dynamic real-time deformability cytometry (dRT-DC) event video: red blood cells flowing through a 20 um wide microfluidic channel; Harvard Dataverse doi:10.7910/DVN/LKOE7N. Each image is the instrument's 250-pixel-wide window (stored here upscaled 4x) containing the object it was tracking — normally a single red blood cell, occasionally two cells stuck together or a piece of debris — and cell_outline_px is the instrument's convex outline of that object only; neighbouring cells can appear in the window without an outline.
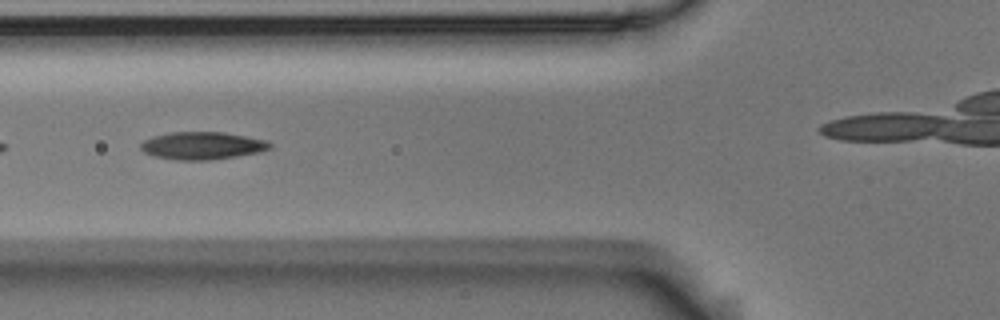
{"species": "Egyptian fruit bat (a non-hibernating species)", "species_latin": "Rousettus aegyptiacus", "temperature_condition": "room temperature", "stored_images_in_passage": 30, "camera_frame_rate_fps": 3000, "um_per_image_px": 0.085, "animal": {"sex": "male"}, "frame": {"image": 1, "passage_image": 5, "time_ms": 1.333, "image_size_px": [1000, 320], "cell_outline_px": [[272, 148], [260, 152], [236, 156], [208, 160], [172, 160], [152, 156], [144, 152], [140, 148], [140, 144], [144, 140], [152, 136], [172, 132], [224, 132], [268, 140], [272, 144]], "centroid_in_image_um": [17.19, 12.38], "position_along_channel_um": 108.6, "area_um2": 20.98}}
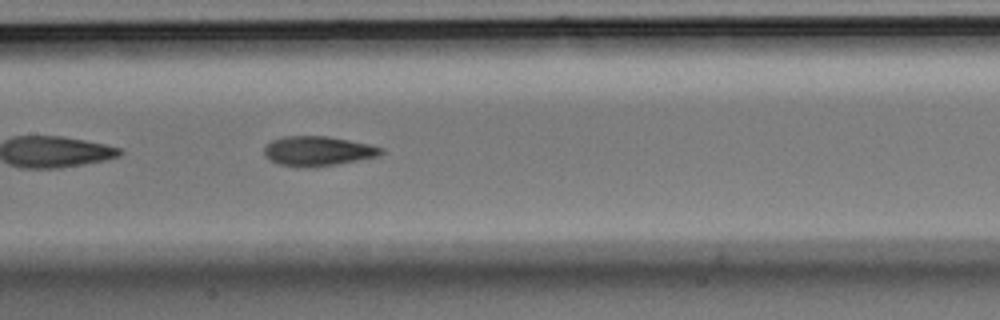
{"frame": {"image": 2, "passage_image": 11, "time_ms": 3.333, "image_size_px": [1000, 320], "cell_outline_px": [[384, 152], [376, 156], [316, 168], [296, 168], [280, 164], [264, 156], [264, 148], [272, 140], [284, 136], [328, 136], [368, 144], [384, 148]], "centroid_in_image_um": [26.98, 12.85], "position_along_channel_um": 180.4, "area_um2": 20.23}}
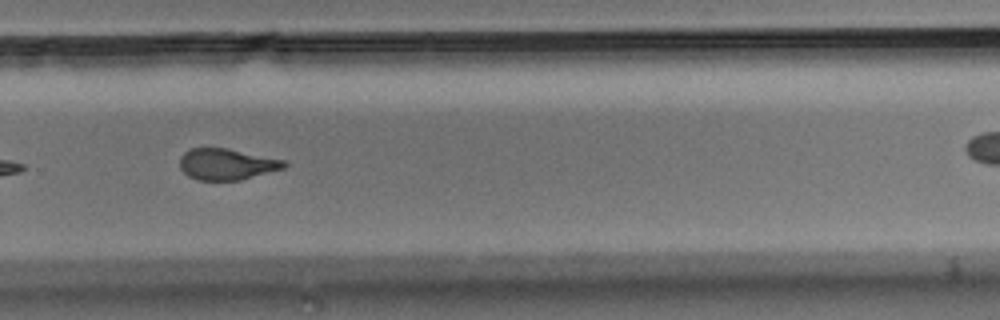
{"frame": {"image": 3, "passage_image": 22, "time_ms": 7.0, "image_size_px": [1000, 320], "cell_outline_px": [[288, 164], [284, 168], [240, 180], [196, 180], [188, 176], [180, 168], [180, 156], [184, 152], [192, 148], [228, 148], [288, 160]], "centroid_in_image_um": [19.3, 13.95], "position_along_channel_um": 310.5, "area_um2": 19.19}}